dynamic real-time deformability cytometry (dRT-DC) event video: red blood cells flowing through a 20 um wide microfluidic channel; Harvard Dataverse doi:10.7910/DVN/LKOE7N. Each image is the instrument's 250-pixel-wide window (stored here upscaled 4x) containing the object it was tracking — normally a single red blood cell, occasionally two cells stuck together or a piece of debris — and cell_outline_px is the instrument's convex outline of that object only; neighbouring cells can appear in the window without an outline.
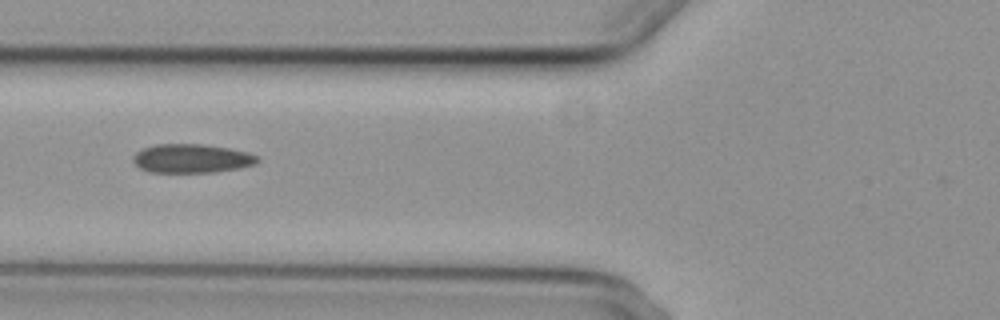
{"species": "common noctule bat (a hibernating species)", "species_latin": "Nyctalus noctula", "temperature_condition": "cold", "stored_images_in_passage": 5, "camera_frame_rate_fps": 3000, "um_per_image_px": 0.085, "animal": {"sex": "female", "body_mass_g": 29.2, "forearm_length_mm": 56.3}, "frame": {"image": 1, "passage_image": 5, "time_ms": 4.667, "image_size_px": [1000, 320], "cell_outline_px": [[260, 160], [256, 164], [240, 168], [216, 172], [148, 172], [140, 168], [132, 160], [132, 156], [136, 152], [144, 148], [156, 144], [200, 144], [228, 148], [248, 152], [256, 156]], "centroid_in_image_um": [16.29, 13.47], "position_along_channel_um": 109.5, "area_um2": 20.92}}